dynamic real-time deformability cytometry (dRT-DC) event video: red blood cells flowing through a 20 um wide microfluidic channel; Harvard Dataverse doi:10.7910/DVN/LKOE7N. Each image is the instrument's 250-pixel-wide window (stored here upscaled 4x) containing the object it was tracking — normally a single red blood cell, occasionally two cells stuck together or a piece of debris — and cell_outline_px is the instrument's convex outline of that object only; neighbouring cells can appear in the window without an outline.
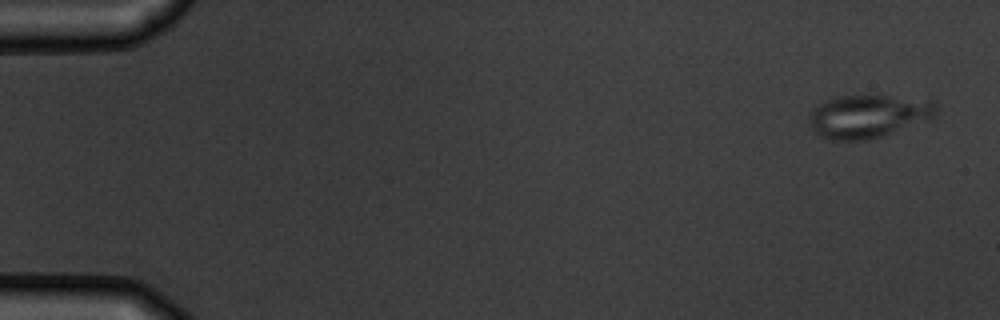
{"species": "common noctule bat (a hibernating species)", "species_latin": "Nyctalus noctula", "temperature_condition": "warm", "stored_images_in_passage": 6, "camera_frame_rate_fps": 3000, "um_per_image_px": 0.085, "animal": {"sex": "male", "body_mass_g": 19.5, "forearm_length_mm": 54.6}, "frame": {"image": 1, "passage_image": 1, "time_ms": 0.0, "image_size_px": [1000, 320], "cell_outline_px": [[940, 108], [936, 116], [880, 136], [868, 140], [832, 140], [816, 136], [808, 124], [808, 120], [812, 112], [820, 104], [836, 96], [888, 96], [932, 100], [940, 104]], "centroid_in_image_um": [73.8, 9.88], "position_along_channel_um": 11.2, "area_um2": 31.79}}